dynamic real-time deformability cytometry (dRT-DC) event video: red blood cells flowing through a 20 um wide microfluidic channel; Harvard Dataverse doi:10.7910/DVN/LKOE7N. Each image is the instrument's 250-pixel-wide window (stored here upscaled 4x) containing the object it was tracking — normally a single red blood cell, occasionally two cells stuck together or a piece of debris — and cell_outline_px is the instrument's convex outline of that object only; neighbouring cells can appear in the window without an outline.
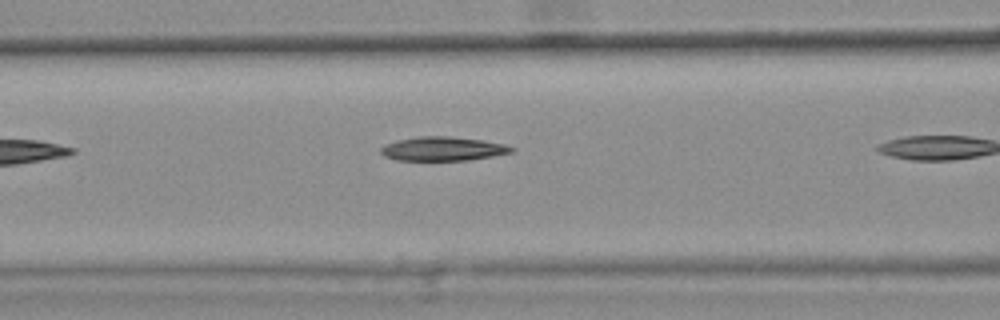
{"species": "common noctule bat (a hibernating species)", "species_latin": "Nyctalus noctula", "temperature_condition": "warm", "stored_images_in_passage": 4, "camera_frame_rate_fps": 3000, "um_per_image_px": 0.085, "animal": {"sex": "female", "body_mass_g": 25.1}, "frame": {"image": 1, "passage_image": 3, "time_ms": 0.667, "image_size_px": [1000, 320], "cell_outline_px": [[516, 148], [512, 152], [492, 156], [468, 160], [396, 160], [384, 156], [380, 152], [380, 148], [384, 144], [396, 140], [416, 136], [448, 136], [480, 140], [504, 144]], "centroid_in_image_um": [37.59, 12.64], "position_along_channel_um": 129.0, "area_um2": 18.26}}